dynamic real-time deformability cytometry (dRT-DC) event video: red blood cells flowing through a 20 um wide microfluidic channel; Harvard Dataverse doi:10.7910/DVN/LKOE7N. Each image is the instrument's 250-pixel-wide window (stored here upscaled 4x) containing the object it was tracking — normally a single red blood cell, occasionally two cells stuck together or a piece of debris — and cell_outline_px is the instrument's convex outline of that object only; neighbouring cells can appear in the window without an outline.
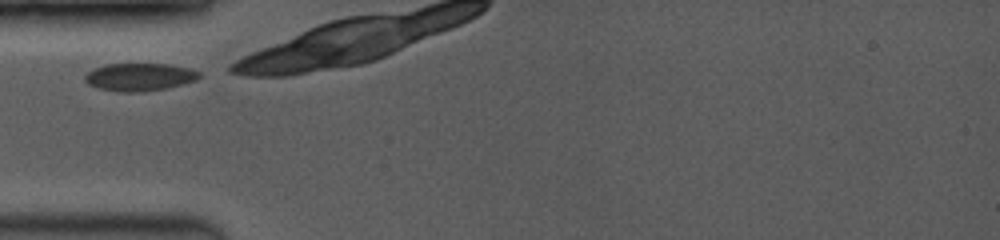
{"species": "common noctule bat (a hibernating species)", "species_latin": "Nyctalus noctula", "temperature_condition": "room temperature", "stored_images_in_passage": 6, "camera_frame_rate_fps": 3500, "um_per_image_px": 0.085, "animal": {"sex": "female", "body_mass_g": 19.0, "forearm_length_mm": 53.3}, "frame": {"image": 1, "passage_image": 1, "time_ms": 0.0, "image_size_px": [1000, 240], "cell_outline_px": [[200, 76], [196, 80], [164, 88], [140, 92], [120, 92], [96, 88], [88, 84], [84, 80], [84, 76], [88, 72], [96, 68], [108, 64], [168, 64], [192, 68], [200, 72]], "centroid_in_image_um": [11.85, 6.54], "position_along_channel_um": 73.2, "area_um2": 18.38}}